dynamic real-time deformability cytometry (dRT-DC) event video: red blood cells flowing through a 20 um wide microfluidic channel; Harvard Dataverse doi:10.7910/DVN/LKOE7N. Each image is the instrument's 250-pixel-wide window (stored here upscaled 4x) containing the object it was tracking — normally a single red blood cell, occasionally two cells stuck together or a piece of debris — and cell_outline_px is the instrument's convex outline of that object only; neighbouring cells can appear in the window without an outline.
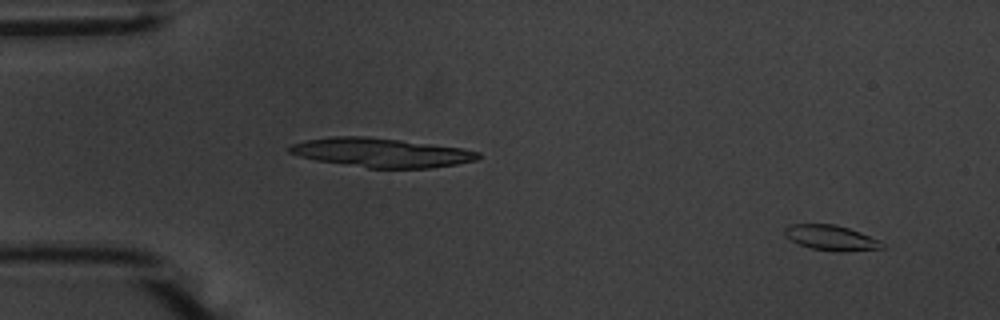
{"species": "common noctule bat (a hibernating species)", "species_latin": "Nyctalus noctula", "temperature_condition": "warm", "stored_images_in_passage": 56, "camera_frame_rate_fps": 3000, "um_per_image_px": 0.085, "animal": {"sex": "male", "body_mass_g": 20.1, "forearm_length_mm": 53.5}, "frame": {"image": 1, "passage_image": 4, "time_ms": 1.0, "image_size_px": [1000, 320], "cell_outline_px": [[884, 248], [812, 248], [800, 244], [784, 236], [784, 228], [788, 224], [836, 224], [860, 232], [880, 240], [884, 244]], "centroid_in_image_um": [70.54, 20.12], "position_along_channel_um": 14.5, "area_um2": 13.24}}
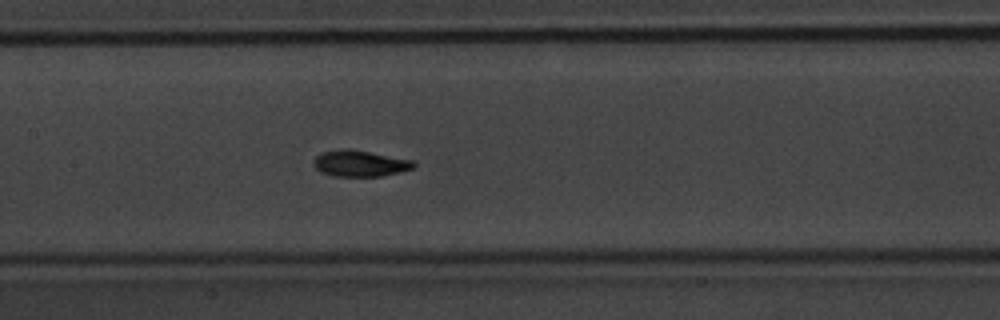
{"frame": {"image": 2, "passage_image": 27, "time_ms": 8.667, "image_size_px": [1000, 320], "cell_outline_px": [[416, 164], [412, 168], [400, 172], [380, 176], [336, 176], [320, 172], [312, 164], [316, 156], [320, 152], [340, 148], [348, 148], [416, 160]], "centroid_in_image_um": [30.59, 13.87], "position_along_channel_um": 176.8, "area_um2": 15.49}}
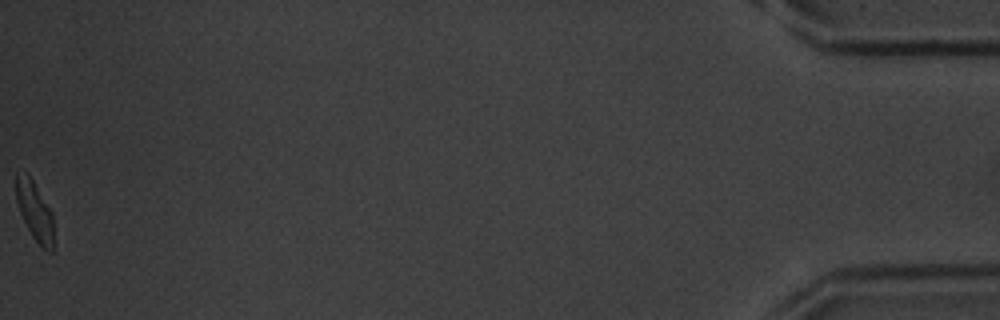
{"frame": {"image": 3, "passage_image": 56, "time_ms": 18.333, "image_size_px": [1000, 320], "cell_outline_px": [[52, 252], [48, 252], [32, 236], [20, 212], [16, 200], [16, 172], [28, 172], [52, 212]], "centroid_in_image_um": [2.92, 17.87], "position_along_channel_um": 432.3, "area_um2": 12.66}, "authors_computed_cell_mechanics": {"area_um2": 14.4789, "velocity_mm_per_s": 3.646, "shape_relaxation_time_tau1_ms": 1.842, "shape_relaxation_time_tau2_ms": 2.4415, "deformation_change_tau1": 0.1412, "deformation_change_tau2": 0.0843}}